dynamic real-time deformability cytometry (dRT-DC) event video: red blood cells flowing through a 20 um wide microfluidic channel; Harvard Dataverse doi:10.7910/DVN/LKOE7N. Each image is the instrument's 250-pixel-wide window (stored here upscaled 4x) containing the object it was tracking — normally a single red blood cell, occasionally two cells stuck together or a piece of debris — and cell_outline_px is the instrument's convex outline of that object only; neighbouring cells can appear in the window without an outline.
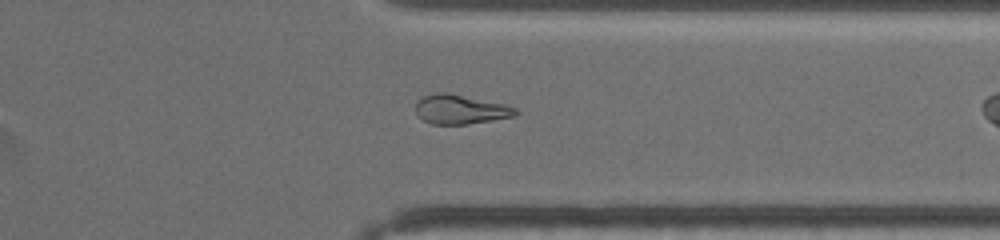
{"species": "common noctule bat (a hibernating species)", "species_latin": "Nyctalus noctula", "temperature_condition": "warm", "stored_images_in_passage": 12, "camera_frame_rate_fps": 3000, "um_per_image_px": 0.085, "animal": {"sex": "female", "body_mass_g": 19.5, "forearm_length_mm": 54.1}, "frame": {"image": 1, "passage_image": 9, "time_ms": 8.667, "image_size_px": [1000, 240], "cell_outline_px": [[520, 112], [516, 116], [468, 124], [432, 124], [424, 120], [416, 112], [416, 100], [424, 96], [436, 92], [448, 92], [504, 104], [516, 108]], "centroid_in_image_um": [39.15, 9.29], "position_along_channel_um": 372.3, "area_um2": 17.11}}